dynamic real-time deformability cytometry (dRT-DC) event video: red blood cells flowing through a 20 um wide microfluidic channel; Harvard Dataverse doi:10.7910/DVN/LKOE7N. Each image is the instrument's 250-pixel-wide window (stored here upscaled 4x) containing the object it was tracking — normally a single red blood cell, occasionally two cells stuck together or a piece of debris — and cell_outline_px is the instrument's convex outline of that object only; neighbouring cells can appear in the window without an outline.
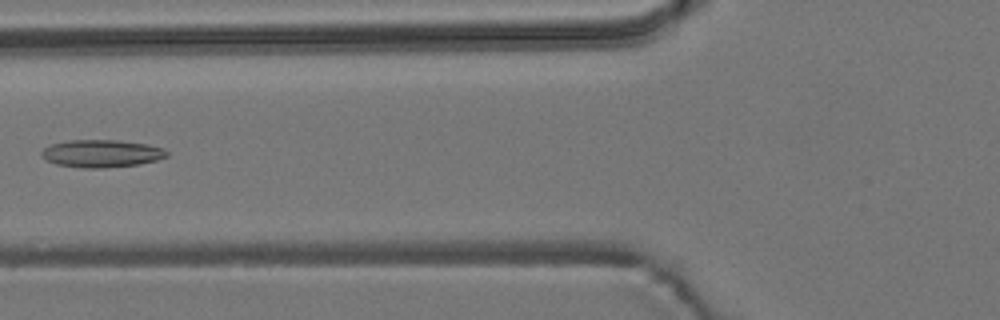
{"species": "common noctule bat (a hibernating species)", "species_latin": "Nyctalus noctula", "temperature_condition": "room temperature", "stored_images_in_passage": 7, "camera_frame_rate_fps": 3000, "um_per_image_px": 0.085, "animal": {"sex": "male", "body_mass_g": 19.2, "forearm_length_mm": 51.8}, "frame": {"image": 1, "passage_image": 6, "time_ms": 6.667, "image_size_px": [1000, 320], "cell_outline_px": [[168, 156], [156, 160], [140, 164], [104, 168], [84, 168], [56, 164], [40, 156], [40, 152], [44, 148], [52, 144], [68, 140], [120, 140], [148, 144], [164, 148], [168, 152]], "centroid_in_image_um": [8.65, 13.04], "position_along_channel_um": 117.2, "area_um2": 20.23}}
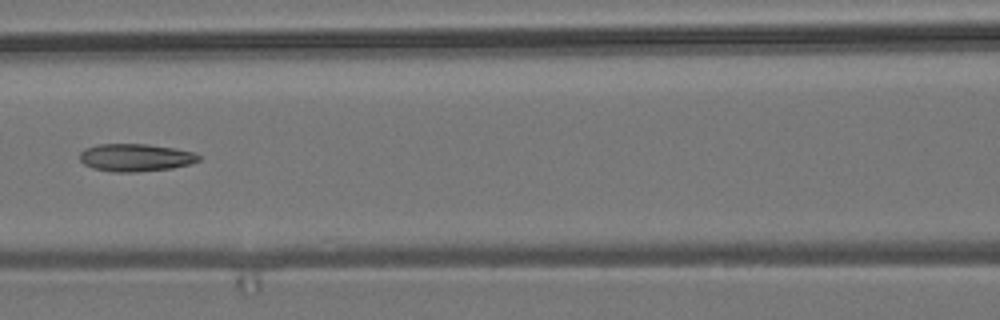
{"frame": {"image": 2, "passage_image": 7, "time_ms": 7.667, "image_size_px": [1000, 320], "cell_outline_px": [[200, 160], [192, 164], [172, 168], [136, 172], [112, 172], [92, 168], [84, 164], [80, 160], [80, 152], [84, 148], [96, 144], [148, 144], [176, 148], [192, 152], [200, 156]], "centroid_in_image_um": [11.51, 13.39], "position_along_channel_um": 155.1, "area_um2": 19.36}}